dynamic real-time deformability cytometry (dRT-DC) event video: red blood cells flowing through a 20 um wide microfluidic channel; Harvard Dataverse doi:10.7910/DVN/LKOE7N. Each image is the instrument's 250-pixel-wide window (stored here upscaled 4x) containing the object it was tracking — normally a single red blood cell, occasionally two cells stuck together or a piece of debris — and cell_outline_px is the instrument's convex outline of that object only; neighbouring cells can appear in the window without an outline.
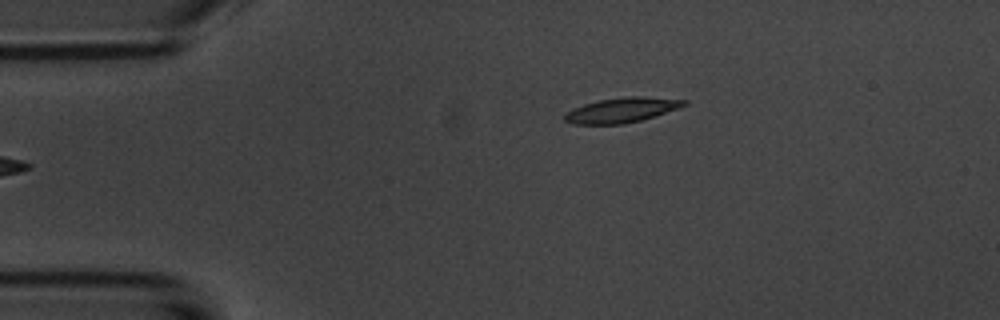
{"species": "common noctule bat (a hibernating species)", "species_latin": "Nyctalus noctula", "temperature_condition": "room temperature", "stored_images_in_passage": 2, "camera_frame_rate_fps": 3000, "um_per_image_px": 0.085, "animal": {"sex": "male", "body_mass_g": 20.1, "forearm_length_mm": 53.5}, "frame": {"image": 1, "passage_image": 2, "time_ms": 1.333, "image_size_px": [1000, 320], "cell_outline_px": [[688, 104], [656, 116], [624, 124], [572, 124], [564, 120], [564, 112], [572, 108], [584, 104], [600, 100], [624, 96], [644, 96], [688, 100]], "centroid_in_image_um": [52.83, 9.35], "position_along_channel_um": 32.2, "area_um2": 17.46}}